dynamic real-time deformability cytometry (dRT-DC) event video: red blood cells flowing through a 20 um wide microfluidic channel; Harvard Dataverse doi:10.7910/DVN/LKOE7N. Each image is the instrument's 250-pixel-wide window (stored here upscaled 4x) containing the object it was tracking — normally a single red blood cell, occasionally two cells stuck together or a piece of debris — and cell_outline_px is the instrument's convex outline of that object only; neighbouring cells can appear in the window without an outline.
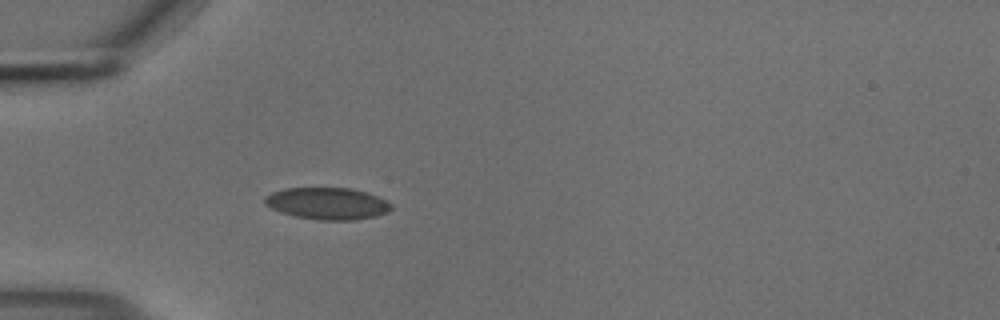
{"species": "common noctule bat (a hibernating species)", "species_latin": "Nyctalus noctula", "temperature_condition": "cold", "stored_images_in_passage": 24, "camera_frame_rate_fps": 3000, "um_per_image_px": 0.085, "animal": {"sex": "male", "body_mass_g": 18.8}, "frame": {"image": 1, "passage_image": 1, "time_ms": 0.0, "image_size_px": [1000, 320], "cell_outline_px": [[392, 208], [388, 212], [376, 216], [356, 220], [316, 220], [296, 216], [280, 212], [264, 204], [264, 196], [272, 192], [284, 188], [352, 188], [376, 196], [392, 204]], "centroid_in_image_um": [27.81, 17.3], "position_along_channel_um": 57.2, "area_um2": 23.52}}
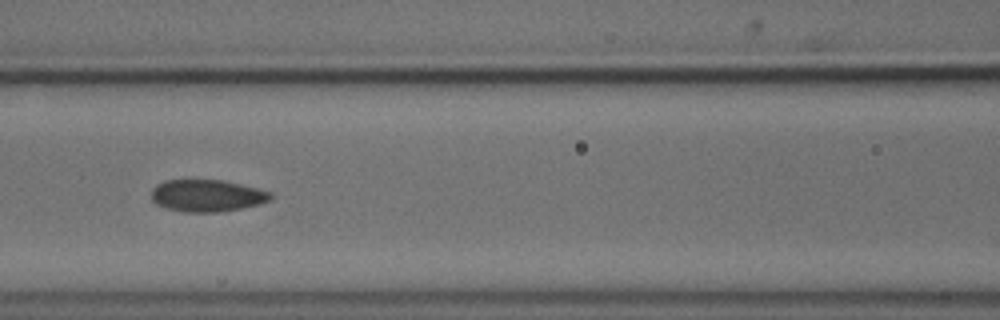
{"frame": {"image": 2, "passage_image": 9, "time_ms": 2.667, "image_size_px": [1000, 320], "cell_outline_px": [[272, 200], [260, 204], [220, 212], [184, 212], [164, 208], [156, 204], [152, 200], [152, 188], [156, 184], [164, 180], [220, 180], [240, 184], [272, 192]], "centroid_in_image_um": [17.58, 16.63], "position_along_channel_um": 149.0, "area_um2": 22.37}}
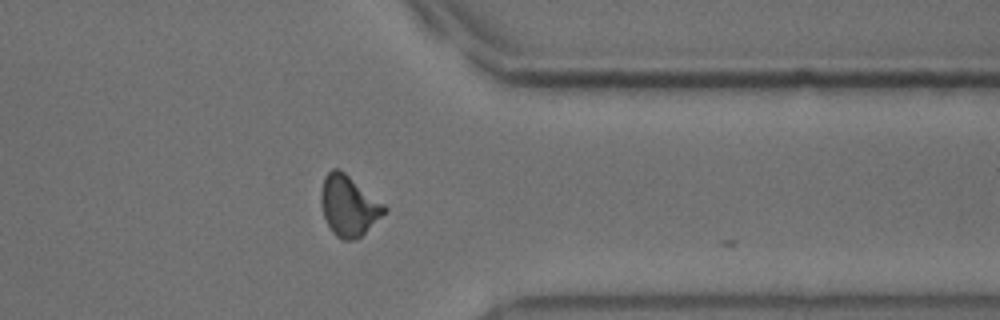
{"frame": {"image": 3, "passage_image": 23, "time_ms": 7.333, "image_size_px": [1000, 320], "cell_outline_px": [[388, 212], [356, 240], [340, 240], [332, 232], [324, 216], [320, 200], [320, 192], [324, 176], [332, 168], [340, 168], [384, 204], [388, 208]], "centroid_in_image_um": [29.64, 17.49], "position_along_channel_um": 381.8, "area_um2": 22.54}}